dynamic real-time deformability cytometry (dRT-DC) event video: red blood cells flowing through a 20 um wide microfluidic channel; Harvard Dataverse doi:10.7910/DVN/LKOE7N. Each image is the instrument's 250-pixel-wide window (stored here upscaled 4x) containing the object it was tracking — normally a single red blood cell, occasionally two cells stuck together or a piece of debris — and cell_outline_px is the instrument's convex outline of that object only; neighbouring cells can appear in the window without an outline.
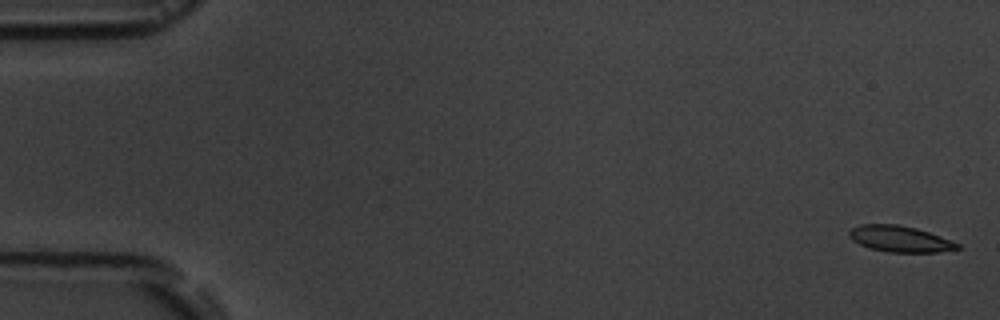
{"species": "common noctule bat (a hibernating species)", "species_latin": "Nyctalus noctula", "temperature_condition": "room temperature", "stored_images_in_passage": 17, "camera_frame_rate_fps": 3000, "um_per_image_px": 0.085, "animal": {"sex": "male", "body_mass_g": 19.5, "forearm_length_mm": 54.6}, "frame": {"image": 1, "passage_image": 1, "time_ms": 0.0, "image_size_px": [1000, 320], "cell_outline_px": [[960, 248], [936, 252], [888, 252], [868, 248], [852, 240], [848, 236], [848, 232], [852, 228], [860, 224], [896, 224], [916, 228], [928, 232], [960, 244]], "centroid_in_image_um": [76.44, 20.3], "position_along_channel_um": 8.6, "area_um2": 16.36}}
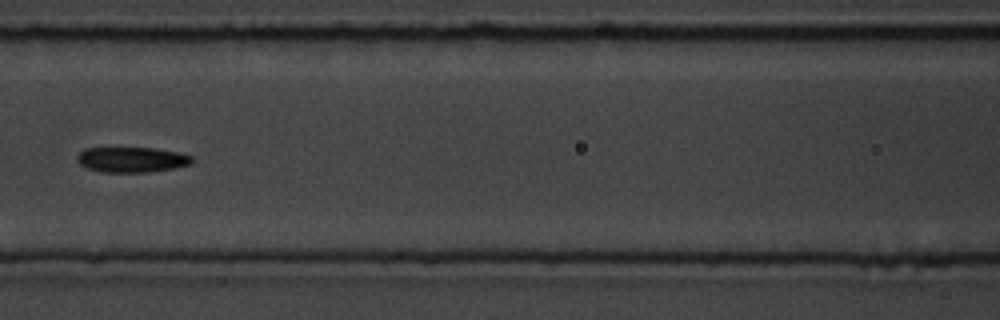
{"frame": {"image": 2, "passage_image": 8, "time_ms": 8.0, "image_size_px": [1000, 320], "cell_outline_px": [[196, 160], [192, 164], [176, 168], [148, 172], [104, 172], [88, 168], [80, 164], [76, 160], [76, 156], [84, 148], [152, 148], [180, 152], [192, 156]], "centroid_in_image_um": [11.25, 13.57], "position_along_channel_um": 155.3, "area_um2": 17.11}}
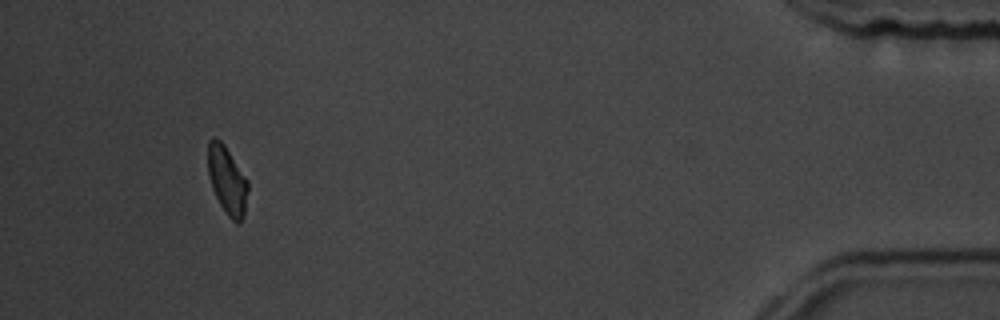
{"frame": {"image": 3, "passage_image": 16, "time_ms": 17.0, "image_size_px": [1000, 320], "cell_outline_px": [[248, 188], [244, 216], [240, 224], [236, 224], [228, 216], [220, 204], [212, 188], [208, 172], [208, 140], [212, 136], [216, 136], [224, 144], [248, 180]], "centroid_in_image_um": [19.31, 15.32], "position_along_channel_um": 415.9, "area_um2": 15.95}}